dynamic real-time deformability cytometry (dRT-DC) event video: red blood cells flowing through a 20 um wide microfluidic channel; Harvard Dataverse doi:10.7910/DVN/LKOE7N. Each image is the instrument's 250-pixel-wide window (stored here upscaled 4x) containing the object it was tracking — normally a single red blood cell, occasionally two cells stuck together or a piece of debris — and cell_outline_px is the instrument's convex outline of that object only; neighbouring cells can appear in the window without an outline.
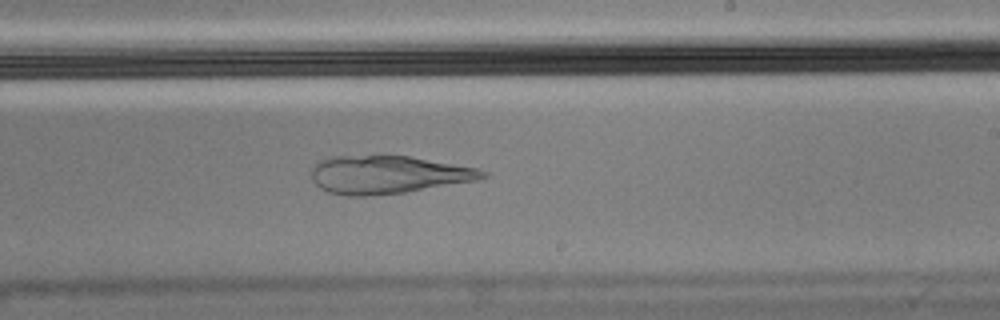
{"species": "Egyptian fruit bat (a non-hibernating species)", "species_latin": "Rousettus aegyptiacus", "temperature_condition": "cold", "stored_images_in_passage": 39, "camera_frame_rate_fps": 3000, "um_per_image_px": 0.085, "animal": {"sex": "male"}, "frame": {"image": 1, "passage_image": 17, "time_ms": 5.333, "image_size_px": [1000, 320], "cell_outline_px": [[488, 176], [476, 180], [404, 192], [368, 196], [348, 196], [328, 192], [320, 188], [312, 180], [312, 168], [320, 160], [328, 156], [408, 156], [480, 168], [488, 172]], "centroid_in_image_um": [32.96, 14.84], "position_along_channel_um": 256.0, "area_um2": 37.74}}